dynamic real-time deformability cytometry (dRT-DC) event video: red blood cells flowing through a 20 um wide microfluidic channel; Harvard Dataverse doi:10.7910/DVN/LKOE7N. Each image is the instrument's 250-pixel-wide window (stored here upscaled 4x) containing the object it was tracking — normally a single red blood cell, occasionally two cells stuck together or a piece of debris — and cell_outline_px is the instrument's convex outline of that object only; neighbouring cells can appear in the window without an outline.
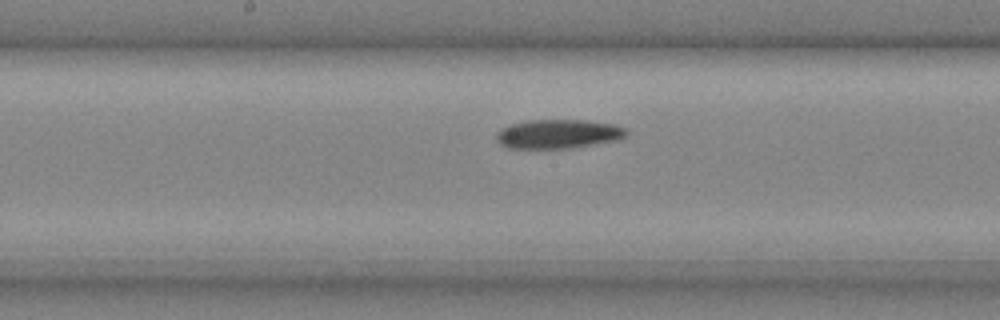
{"species": "common noctule bat (a hibernating species)", "species_latin": "Nyctalus noctula", "temperature_condition": "cold", "stored_images_in_passage": 29, "camera_frame_rate_fps": 3000, "um_per_image_px": 0.085, "animal": {"sex": "male", "body_mass_g": 20.4}, "frame": {"image": 1, "passage_image": 17, "time_ms": 5.333, "image_size_px": [1000, 320], "cell_outline_px": [[628, 136], [620, 140], [576, 148], [508, 148], [500, 144], [496, 140], [496, 132], [508, 124], [528, 120], [584, 120], [616, 124], [628, 128]], "centroid_in_image_um": [47.51, 11.39], "position_along_channel_um": 200.7, "area_um2": 22.6}}
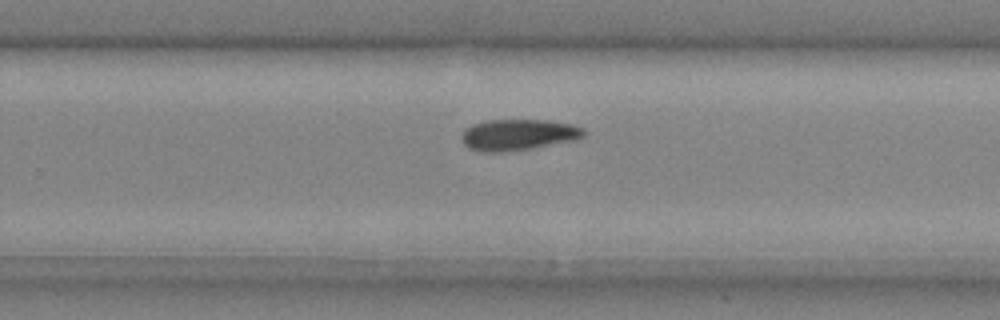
{"frame": {"image": 2, "passage_image": 22, "time_ms": 7.0, "image_size_px": [1000, 320], "cell_outline_px": [[588, 132], [580, 140], [508, 152], [480, 152], [468, 148], [464, 144], [460, 136], [472, 124], [488, 120], [544, 120], [572, 124], [584, 128]], "centroid_in_image_um": [44.11, 11.47], "position_along_channel_um": 285.7, "area_um2": 22.54}}
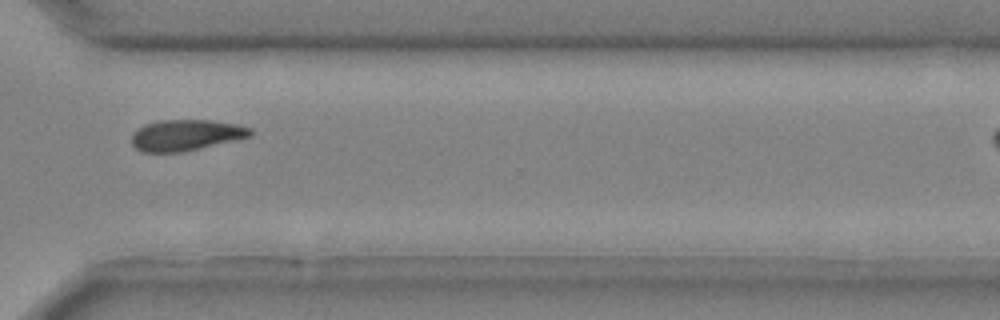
{"frame": {"image": 3, "passage_image": 26, "time_ms": 8.333, "image_size_px": [1000, 320], "cell_outline_px": [[252, 136], [184, 152], [140, 152], [132, 144], [132, 136], [144, 124], [160, 120], [208, 120], [236, 124], [252, 128]], "centroid_in_image_um": [15.82, 11.49], "position_along_channel_um": 354.8, "area_um2": 21.39}}